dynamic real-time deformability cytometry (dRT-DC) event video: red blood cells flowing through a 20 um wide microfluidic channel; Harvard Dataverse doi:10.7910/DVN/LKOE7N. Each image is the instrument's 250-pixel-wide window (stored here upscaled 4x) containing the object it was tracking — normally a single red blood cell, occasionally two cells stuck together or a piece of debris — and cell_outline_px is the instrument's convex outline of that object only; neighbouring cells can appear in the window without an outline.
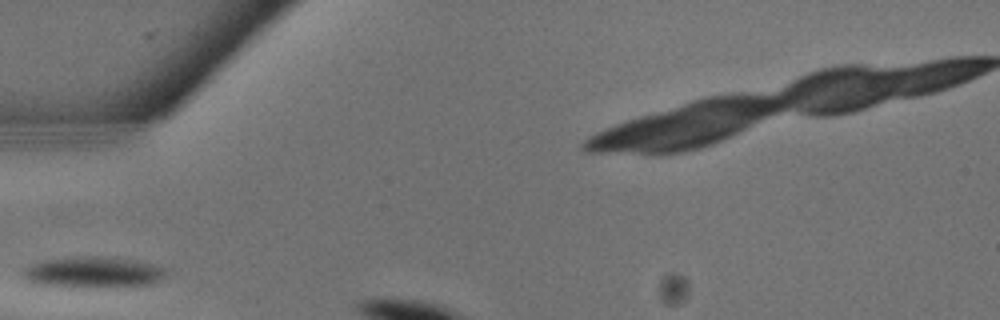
{"species": "common noctule bat (a hibernating species)", "species_latin": "Nyctalus noctula", "temperature_condition": "warm", "stored_images_in_passage": 14, "camera_frame_rate_fps": 3000, "um_per_image_px": 0.085, "animal": {"sex": "male", "body_mass_g": 13.3}, "frame": {"image": 1, "passage_image": 1, "time_ms": 0.0, "image_size_px": [1000, 320], "cell_outline_px": [[164, 276], [160, 280], [152, 284], [136, 288], [68, 288], [32, 284], [24, 280], [20, 276], [20, 272], [24, 268], [40, 260], [76, 256], [104, 256], [136, 260], [152, 264], [164, 268]], "centroid_in_image_um": [7.85, 23.19], "position_along_channel_um": 77.2, "area_um2": 27.4}}
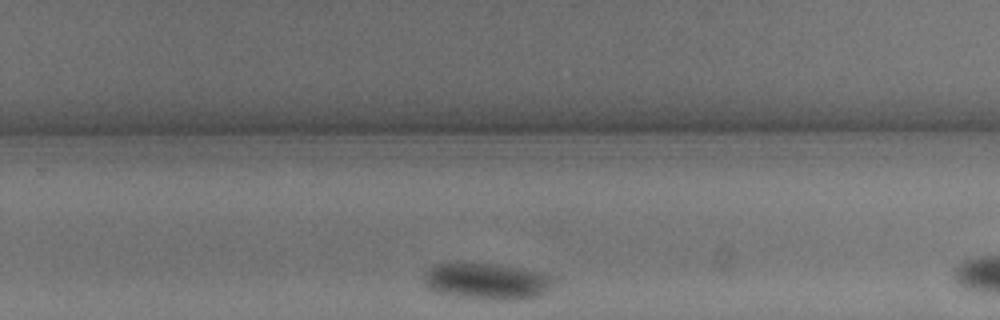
{"frame": {"image": 2, "passage_image": 10, "time_ms": 3.0, "image_size_px": [1000, 320], "cell_outline_px": [[556, 280], [540, 296], [512, 300], [496, 300], [456, 296], [436, 292], [428, 288], [424, 284], [424, 272], [428, 268], [436, 264], [448, 260], [468, 260], [500, 264], [540, 272], [552, 276]], "centroid_in_image_um": [41.29, 23.84], "position_along_channel_um": 288.5, "area_um2": 28.61}}
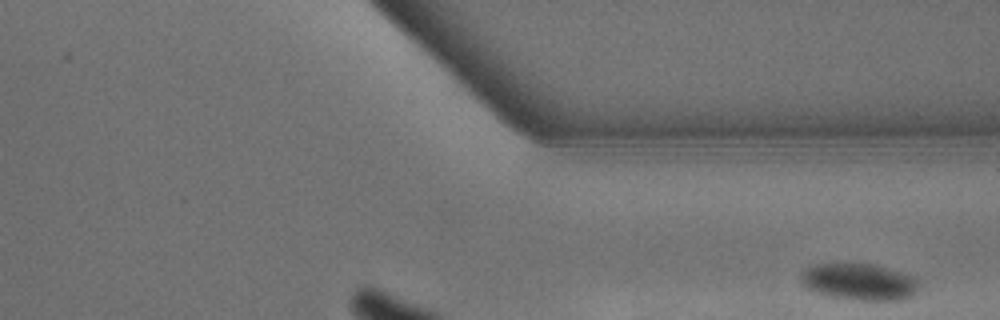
{"frame": {"image": 3, "passage_image": 14, "time_ms": 4.333, "image_size_px": [1000, 320], "cell_outline_px": [[924, 280], [920, 288], [912, 296], [904, 300], [856, 300], [828, 296], [804, 288], [800, 284], [800, 276], [808, 268], [816, 264], [848, 260], [876, 264], [916, 276]], "centroid_in_image_um": [73.09, 23.91], "position_along_channel_um": 338.3, "area_um2": 26.76}}